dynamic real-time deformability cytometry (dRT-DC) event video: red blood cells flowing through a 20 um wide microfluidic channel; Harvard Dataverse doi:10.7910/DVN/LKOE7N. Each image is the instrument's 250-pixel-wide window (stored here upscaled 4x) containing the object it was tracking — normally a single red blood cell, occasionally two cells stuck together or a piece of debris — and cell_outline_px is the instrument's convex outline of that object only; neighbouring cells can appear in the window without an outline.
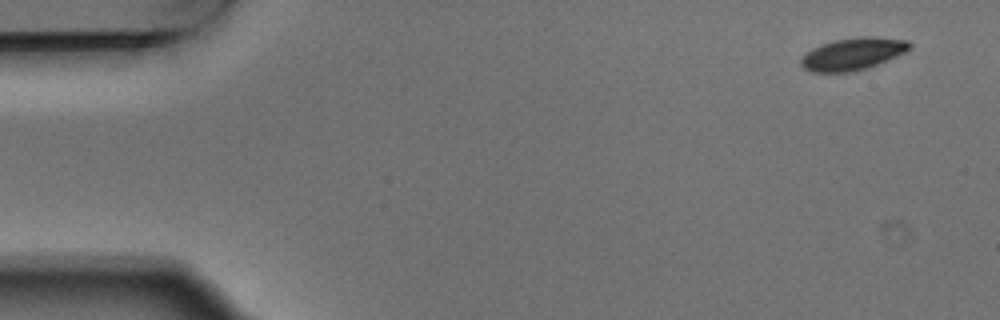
{"species": "Egyptian fruit bat (a non-hibernating species)", "species_latin": "Rousettus aegyptiacus", "temperature_condition": "warm", "stored_images_in_passage": 5, "segment_of_instrument_passage": [2, 2], "camera_frame_rate_fps": 3000, "um_per_image_px": 0.085, "animal": {"sex": "male"}, "frame": {"image": 1, "passage_image": 5, "time_ms": 1.333, "image_size_px": [1000, 320], "cell_outline_px": [[912, 48], [896, 56], [868, 68], [852, 72], [812, 72], [804, 68], [800, 64], [800, 60], [812, 48], [820, 44], [836, 40], [860, 36], [872, 36], [908, 40], [912, 44]], "centroid_in_image_um": [72.51, 4.58], "position_along_channel_um": 12.5, "area_um2": 20.4}}